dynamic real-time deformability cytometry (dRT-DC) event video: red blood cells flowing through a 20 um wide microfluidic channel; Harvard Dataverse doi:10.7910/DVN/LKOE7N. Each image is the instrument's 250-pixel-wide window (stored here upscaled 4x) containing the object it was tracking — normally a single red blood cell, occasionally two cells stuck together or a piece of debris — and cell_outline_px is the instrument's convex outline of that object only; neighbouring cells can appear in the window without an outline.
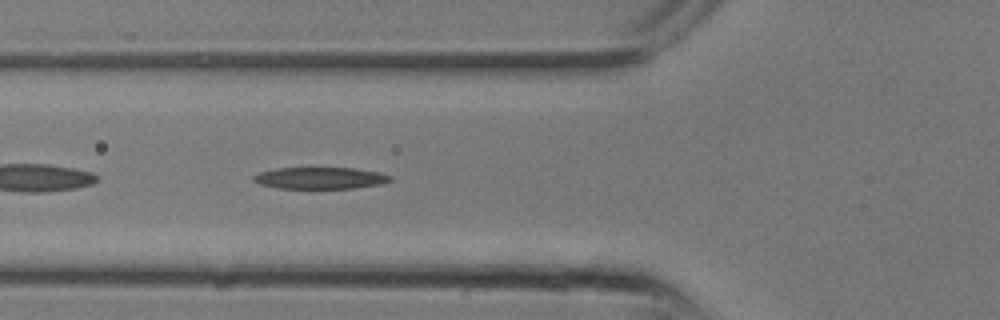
{"species": "common noctule bat (a hibernating species)", "species_latin": "Nyctalus noctula", "temperature_condition": "room temperature", "stored_images_in_passage": 9, "camera_frame_rate_fps": 3000, "um_per_image_px": 0.085, "animal": {"sex": "male", "body_mass_g": 13.3}, "frame": {"image": 1, "passage_image": 9, "time_ms": 2.667, "image_size_px": [1000, 320], "cell_outline_px": [[392, 180], [380, 184], [356, 188], [276, 188], [260, 184], [252, 180], [252, 176], [260, 172], [276, 168], [356, 168], [380, 172], [392, 176]], "centroid_in_image_um": [27.22, 15.13], "position_along_channel_um": 98.6, "area_um2": 17.34}}